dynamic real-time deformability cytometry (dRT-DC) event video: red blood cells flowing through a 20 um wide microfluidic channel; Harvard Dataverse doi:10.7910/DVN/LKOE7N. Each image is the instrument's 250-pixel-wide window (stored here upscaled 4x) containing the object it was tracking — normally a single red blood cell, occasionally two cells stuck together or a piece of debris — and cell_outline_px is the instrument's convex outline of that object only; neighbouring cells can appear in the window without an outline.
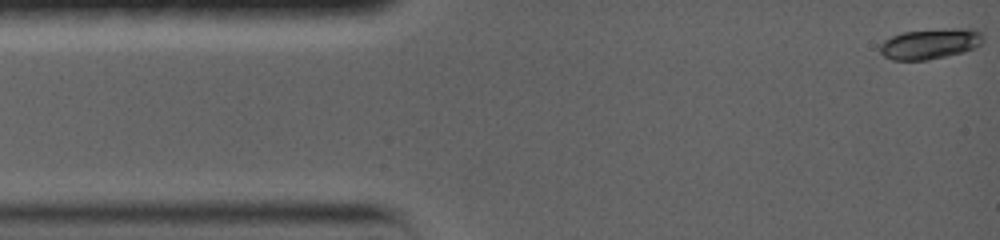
{"species": "common noctule bat (a hibernating species)", "species_latin": "Nyctalus noctula", "temperature_condition": "warm", "stored_images_in_passage": 29, "camera_frame_rate_fps": 5000, "um_per_image_px": 0.085, "animal": {"sex": "female", "body_mass_g": 19.0, "forearm_length_mm": 56.7}, "frame": {"image": 1, "passage_image": 1, "time_ms": 0.0, "image_size_px": [1000, 240], "cell_outline_px": [[984, 40], [980, 44], [964, 52], [928, 60], [892, 60], [884, 56], [880, 52], [880, 44], [884, 40], [892, 36], [904, 32], [952, 28], [976, 28], [984, 36]], "centroid_in_image_um": [79.09, 3.72], "position_along_channel_um": 5.9, "area_um2": 18.38}}
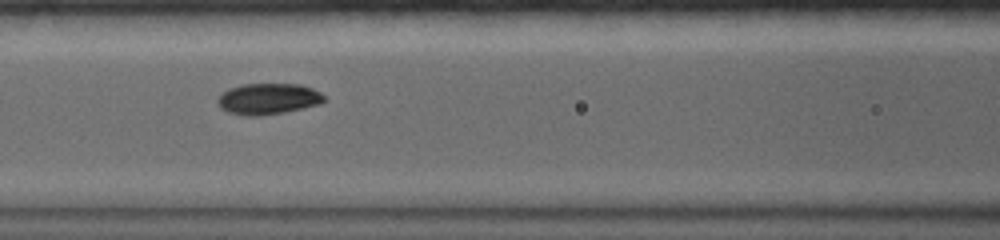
{"frame": {"image": 2, "passage_image": 13, "time_ms": 6.0, "image_size_px": [1000, 240], "cell_outline_px": [[324, 100], [320, 104], [284, 112], [260, 116], [244, 116], [228, 112], [220, 108], [216, 100], [228, 88], [240, 84], [300, 84], [312, 88], [320, 92], [324, 96]], "centroid_in_image_um": [22.77, 8.4], "position_along_channel_um": 143.8, "area_um2": 19.36}}
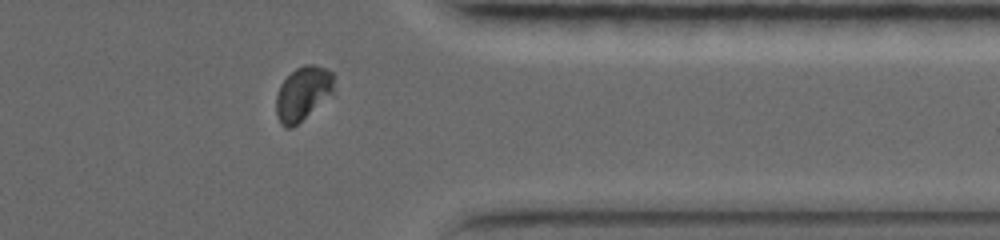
{"frame": {"image": 3, "passage_image": 25, "time_ms": 12.8, "image_size_px": [1000, 240], "cell_outline_px": [[336, 92], [292, 128], [284, 128], [280, 124], [276, 112], [276, 96], [280, 84], [296, 68], [304, 64], [312, 64], [324, 68], [332, 72]], "centroid_in_image_um": [25.76, 7.95], "position_along_channel_um": 385.6, "area_um2": 18.38}, "authors_computed_cell_mechanics": {"area_um2": 18.496, "velocity_mm_per_s": 3.6321, "shape_relaxation_time_tau1_ms": 3.0557, "shape_relaxation_time_tau2_ms": 1.4157, "deformation_change_tau1": 0.1568, "deformation_change_tau2": 0.0375}}